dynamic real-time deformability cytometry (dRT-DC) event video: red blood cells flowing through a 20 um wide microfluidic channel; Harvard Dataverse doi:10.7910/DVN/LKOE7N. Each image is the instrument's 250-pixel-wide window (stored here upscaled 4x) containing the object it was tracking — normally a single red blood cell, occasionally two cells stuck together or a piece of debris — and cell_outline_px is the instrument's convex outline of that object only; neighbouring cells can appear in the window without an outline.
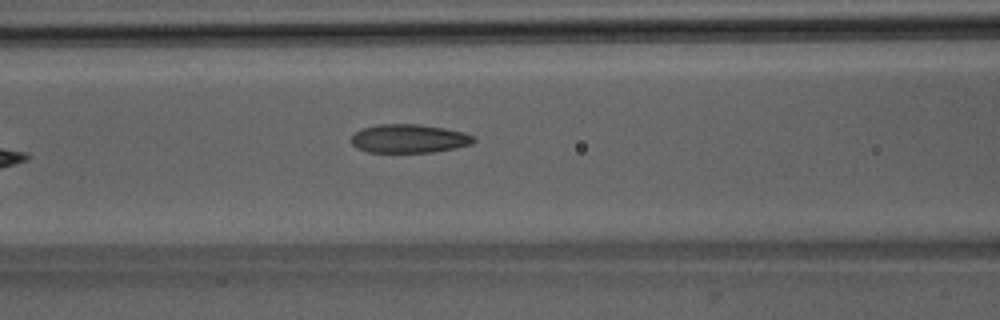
{"species": "Egyptian fruit bat (a non-hibernating species)", "species_latin": "Rousettus aegyptiacus", "temperature_condition": "room temperature", "stored_images_in_passage": 9, "camera_frame_rate_fps": 3000, "um_per_image_px": 0.085, "animal": {"sex": "male"}, "frame": {"image": 1, "passage_image": 8, "time_ms": 8.333, "image_size_px": [1000, 320], "cell_outline_px": [[476, 140], [472, 144], [456, 148], [432, 152], [368, 152], [356, 148], [352, 144], [352, 136], [356, 132], [364, 128], [380, 124], [420, 124], [444, 128], [464, 132], [476, 136]], "centroid_in_image_um": [34.82, 11.78], "position_along_channel_um": 131.8, "area_um2": 20.46}}